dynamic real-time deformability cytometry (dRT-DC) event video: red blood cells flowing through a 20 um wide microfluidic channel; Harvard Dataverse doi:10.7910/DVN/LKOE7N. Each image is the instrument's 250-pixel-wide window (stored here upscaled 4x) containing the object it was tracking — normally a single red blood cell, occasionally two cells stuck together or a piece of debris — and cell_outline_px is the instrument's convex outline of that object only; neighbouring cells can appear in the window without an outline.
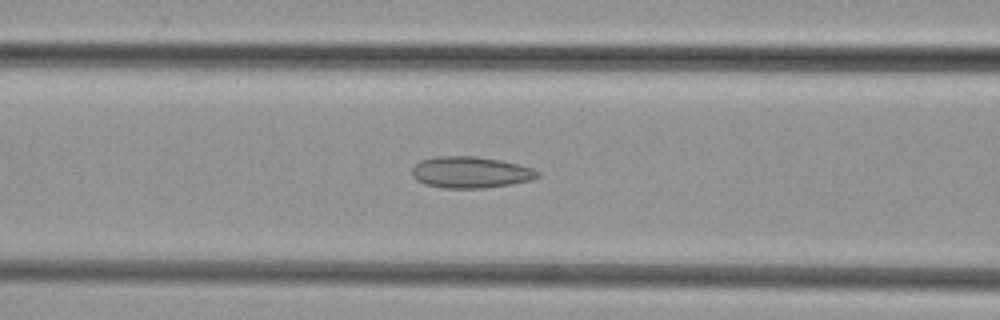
{"species": "common noctule bat (a hibernating species)", "species_latin": "Nyctalus noctula", "temperature_condition": "cold", "stored_images_in_passage": 48, "camera_frame_rate_fps": 3000, "um_per_image_px": 0.085, "animal": {"sex": "female", "body_mass_g": 29.2, "forearm_length_mm": 56.3}, "frame": {"image": 1, "passage_image": 20, "time_ms": 6.333, "image_size_px": [1000, 320], "cell_outline_px": [[540, 176], [532, 180], [512, 184], [484, 188], [444, 188], [424, 184], [416, 180], [412, 176], [412, 168], [420, 160], [436, 156], [476, 156], [500, 160], [532, 168], [540, 172]], "centroid_in_image_um": [39.98, 14.65], "position_along_channel_um": 126.6, "area_um2": 23.12}}
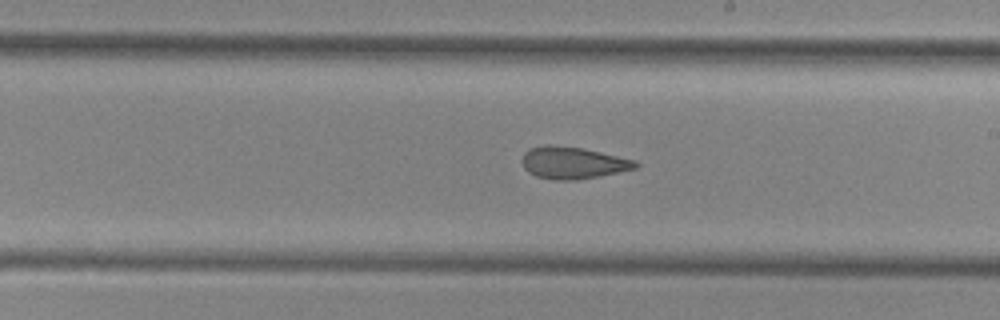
{"frame": {"image": 2, "passage_image": 28, "time_ms": 9.0, "image_size_px": [1000, 320], "cell_outline_px": [[640, 164], [636, 168], [600, 176], [576, 180], [552, 180], [536, 176], [528, 172], [524, 168], [520, 160], [524, 152], [528, 148], [544, 144], [552, 144], [580, 148], [600, 152], [636, 160]], "centroid_in_image_um": [48.64, 13.83], "position_along_channel_um": 240.4, "area_um2": 21.39}}
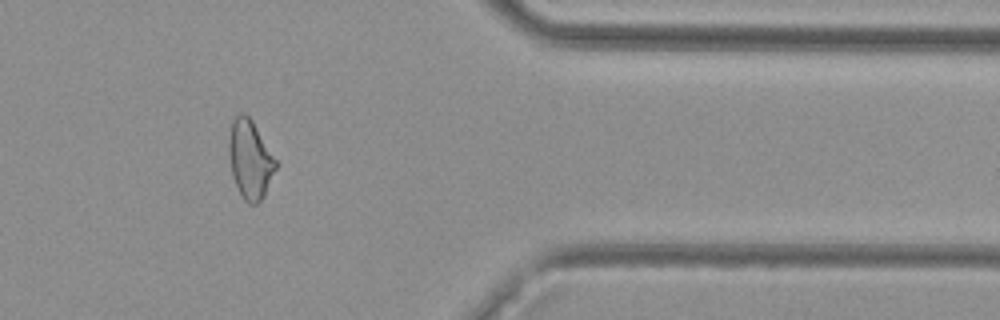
{"frame": {"image": 3, "passage_image": 40, "time_ms": 13.0, "image_size_px": [1000, 320], "cell_outline_px": [[280, 164], [264, 196], [256, 204], [248, 204], [244, 200], [232, 176], [228, 152], [228, 140], [232, 120], [236, 112], [244, 112], [252, 120]], "centroid_in_image_um": [21.28, 13.52], "position_along_channel_um": 390.1, "area_um2": 22.02}}